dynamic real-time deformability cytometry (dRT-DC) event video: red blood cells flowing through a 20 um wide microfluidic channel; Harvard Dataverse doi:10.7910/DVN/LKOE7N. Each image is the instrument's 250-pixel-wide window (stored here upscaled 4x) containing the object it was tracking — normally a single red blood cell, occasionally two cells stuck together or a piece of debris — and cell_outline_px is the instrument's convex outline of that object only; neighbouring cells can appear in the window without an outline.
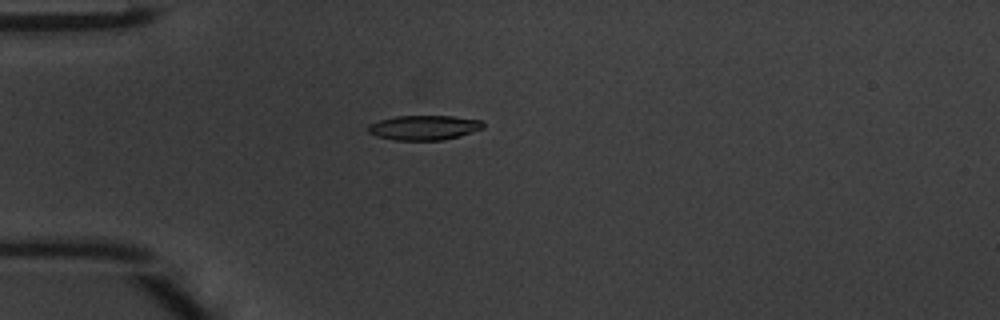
{"species": "common noctule bat (a hibernating species)", "species_latin": "Nyctalus noctula", "temperature_condition": "warm", "stored_images_in_passage": 31, "camera_frame_rate_fps": 3000, "um_per_image_px": 0.085, "animal": {"sex": "male", "body_mass_g": 20.1, "forearm_length_mm": 53.5}, "frame": {"image": 1, "passage_image": 1, "time_ms": 0.0, "image_size_px": [1000, 320], "cell_outline_px": [[484, 128], [460, 136], [440, 140], [396, 140], [376, 136], [368, 132], [368, 124], [380, 120], [396, 116], [452, 116], [484, 120]], "centroid_in_image_um": [36.07, 10.84], "position_along_channel_um": 48.9, "area_um2": 16.59}}
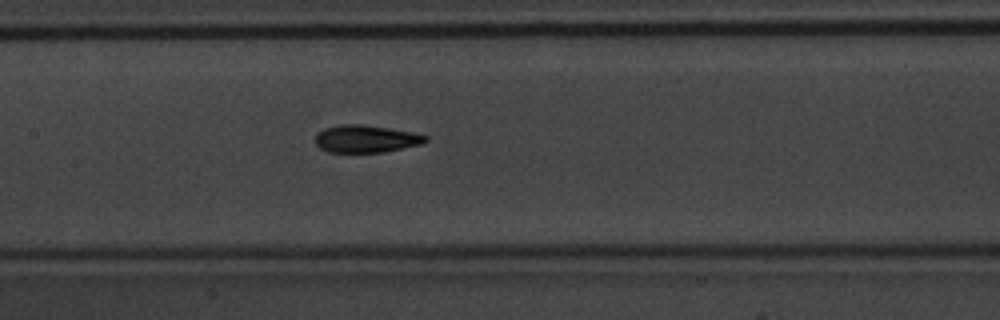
{"frame": {"image": 2, "passage_image": 11, "time_ms": 3.333, "image_size_px": [1000, 320], "cell_outline_px": [[428, 140], [420, 144], [380, 152], [328, 152], [320, 148], [316, 144], [316, 136], [324, 128], [344, 124], [360, 124], [388, 128], [412, 132], [428, 136]], "centroid_in_image_um": [31.09, 11.8], "position_along_channel_um": 176.3, "area_um2": 17.28}}
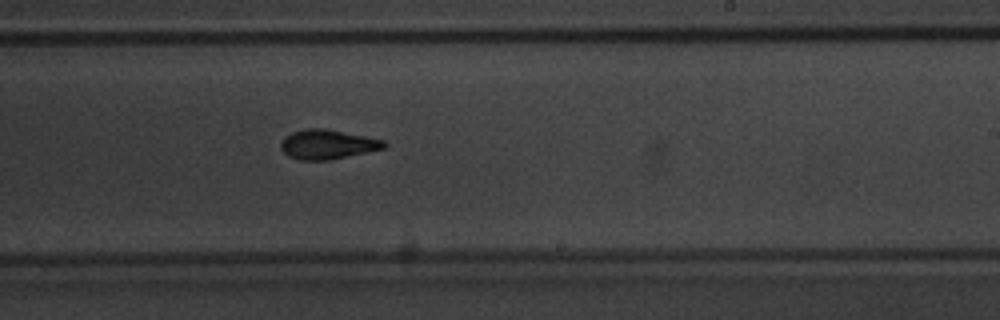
{"frame": {"image": 3, "passage_image": 17, "time_ms": 5.333, "image_size_px": [1000, 320], "cell_outline_px": [[388, 144], [384, 148], [332, 160], [300, 160], [288, 156], [280, 148], [280, 144], [284, 136], [292, 132], [308, 128], [324, 128], [384, 140]], "centroid_in_image_um": [27.81, 12.28], "position_along_channel_um": 261.2, "area_um2": 17.74}, "authors_computed_cell_mechanics": {"area_um2": 17.34, "velocity_mm_per_s": 4.257, "shape_relaxation_time_tau1_ms": 2.133, "shape_relaxation_time_tau2_ms": 2.0898, "deformation_change_tau1": 0.1635, "deformation_change_tau2": 0.0986}}